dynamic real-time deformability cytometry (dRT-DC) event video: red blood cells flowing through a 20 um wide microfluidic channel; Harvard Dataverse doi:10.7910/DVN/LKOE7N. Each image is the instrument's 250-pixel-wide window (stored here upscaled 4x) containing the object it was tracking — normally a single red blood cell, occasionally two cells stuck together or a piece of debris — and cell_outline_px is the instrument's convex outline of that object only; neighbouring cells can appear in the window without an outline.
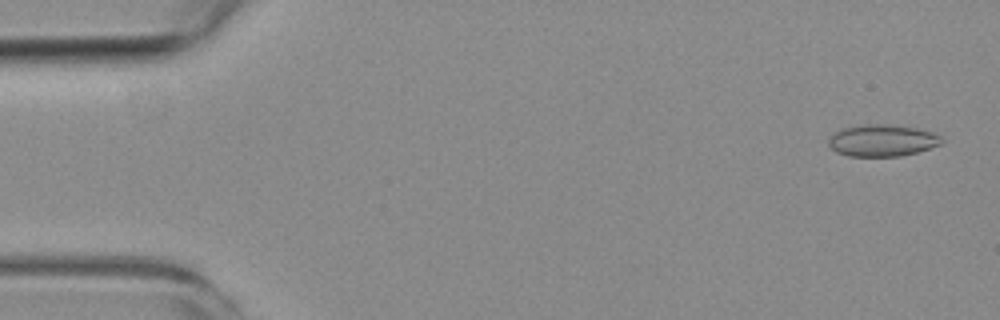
{"species": "common noctule bat (a hibernating species)", "species_latin": "Nyctalus noctula", "temperature_condition": "room temperature", "stored_images_in_passage": 5, "camera_frame_rate_fps": 3000, "um_per_image_px": 0.085, "animal": {"sex": "female", "body_mass_g": 19.3, "forearm_length_mm": 54.1}, "frame": {"image": 1, "passage_image": 1, "time_ms": 0.0, "image_size_px": [1000, 320], "cell_outline_px": [[944, 140], [940, 144], [916, 152], [900, 156], [848, 156], [836, 152], [828, 144], [828, 140], [840, 128], [864, 124], [884, 124], [916, 128], [932, 132], [940, 136]], "centroid_in_image_um": [74.96, 11.94], "position_along_channel_um": 10.0, "area_um2": 20.81}}
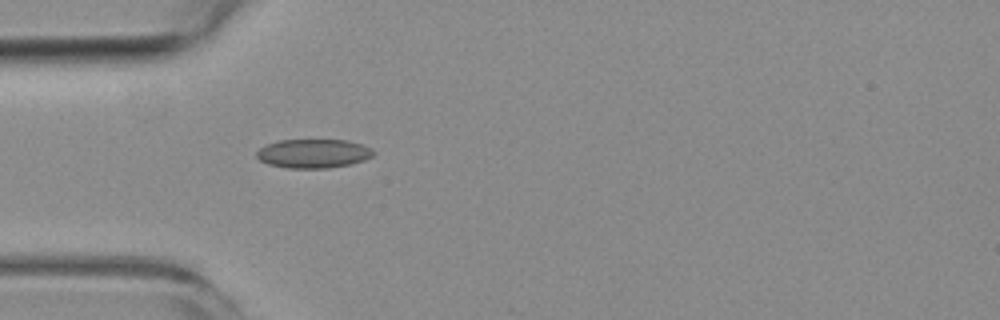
{"frame": {"image": 2, "passage_image": 5, "time_ms": 4.667, "image_size_px": [1000, 320], "cell_outline_px": [[376, 152], [372, 156], [364, 160], [352, 164], [328, 168], [288, 168], [268, 164], [260, 160], [256, 156], [256, 152], [260, 148], [268, 144], [280, 140], [348, 140], [372, 148]], "centroid_in_image_um": [26.66, 13.05], "position_along_channel_um": 58.3, "area_um2": 19.71}}